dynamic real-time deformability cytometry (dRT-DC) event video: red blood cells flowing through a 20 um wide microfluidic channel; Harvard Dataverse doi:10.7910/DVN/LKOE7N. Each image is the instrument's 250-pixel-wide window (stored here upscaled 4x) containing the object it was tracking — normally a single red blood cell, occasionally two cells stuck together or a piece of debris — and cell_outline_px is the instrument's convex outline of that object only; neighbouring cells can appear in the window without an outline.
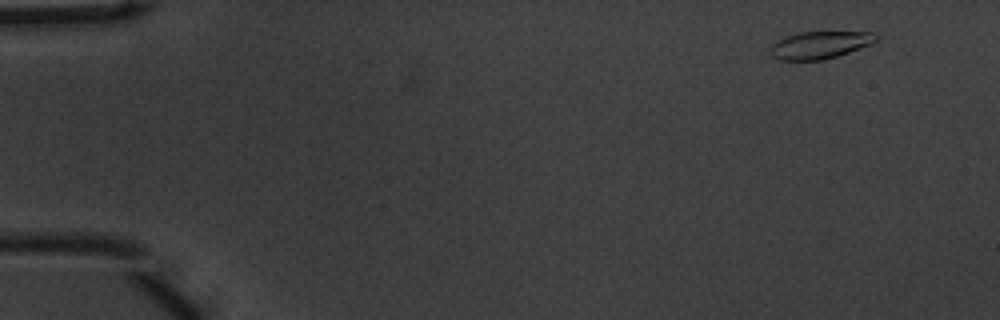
{"species": "common noctule bat (a hibernating species)", "species_latin": "Nyctalus noctula", "temperature_condition": "warm", "stored_images_in_passage": 52, "camera_frame_rate_fps": 3000, "um_per_image_px": 0.085, "animal": {"sex": "male", "body_mass_g": 20.1, "forearm_length_mm": 53.5}, "frame": {"image": 1, "passage_image": 1, "time_ms": 0.0, "image_size_px": [1000, 320], "cell_outline_px": [[880, 36], [876, 40], [868, 44], [848, 52], [824, 60], [780, 60], [772, 56], [772, 48], [780, 40], [788, 36], [800, 32], [872, 32]], "centroid_in_image_um": [69.73, 3.82], "position_along_channel_um": 15.3, "area_um2": 16.3}}
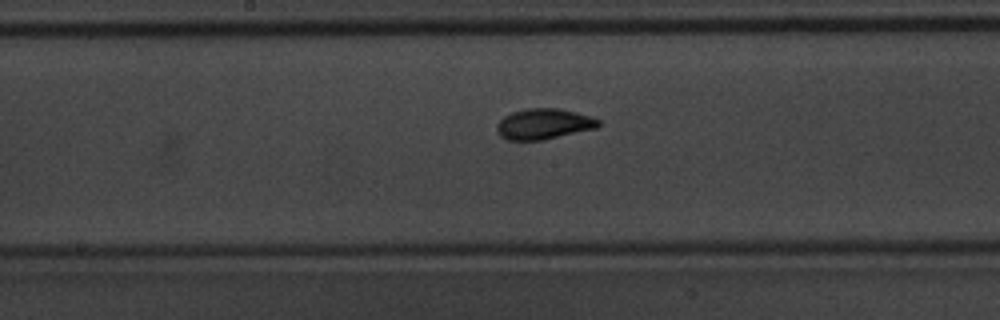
{"frame": {"image": 2, "passage_image": 26, "time_ms": 8.333, "image_size_px": [1000, 320], "cell_outline_px": [[600, 124], [596, 128], [544, 140], [508, 140], [500, 136], [496, 132], [496, 124], [504, 116], [512, 112], [528, 108], [556, 108], [576, 112], [592, 116], [600, 120]], "centroid_in_image_um": [46.21, 10.54], "position_along_channel_um": 202.0, "area_um2": 18.26}}
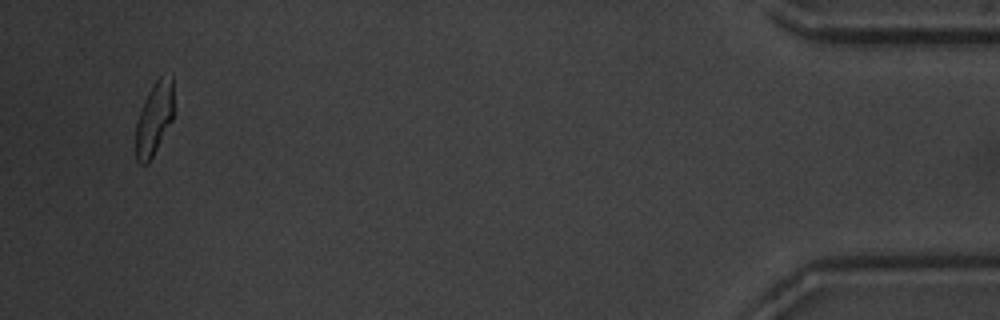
{"frame": {"image": 3, "passage_image": 50, "time_ms": 16.333, "image_size_px": [1000, 320], "cell_outline_px": [[172, 120], [148, 164], [140, 164], [136, 160], [136, 124], [144, 100], [148, 92], [156, 80], [160, 76], [172, 72]], "centroid_in_image_um": [13.1, 10.06], "position_along_channel_um": 422.1, "area_um2": 15.9}, "authors_computed_cell_mechanics": {"area_um2": 17.34, "velocity_mm_per_s": 3.683, "shape_relaxation_time_tau1_ms": 2.838, "shape_relaxation_time_tau2_ms": 1.2982, "deformation_change_tau1": 0.1484, "deformation_change_tau2": 0.0647}}